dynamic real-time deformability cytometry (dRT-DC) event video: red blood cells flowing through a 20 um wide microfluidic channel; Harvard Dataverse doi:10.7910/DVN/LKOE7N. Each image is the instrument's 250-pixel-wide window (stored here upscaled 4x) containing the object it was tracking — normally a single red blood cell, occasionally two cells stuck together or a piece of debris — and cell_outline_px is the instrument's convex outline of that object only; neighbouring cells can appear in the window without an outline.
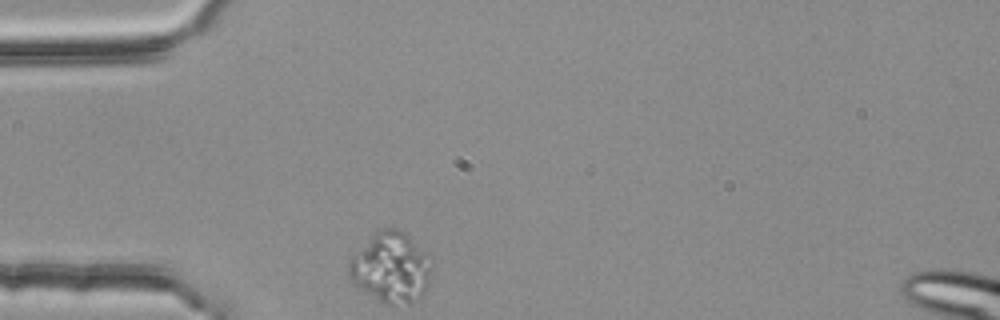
{"species": "common noctule bat (a hibernating species)", "species_latin": "Nyctalus noctula", "temperature_condition": "room temperature", "stored_images_in_passage": 32, "camera_frame_rate_fps": 3000, "um_per_image_px": 0.085, "animal": {"sex": "female", "body_mass_g": 25.1}, "frame": {"image": 1, "passage_image": 1, "time_ms": 0.0, "image_size_px": [1000, 320], "cell_outline_px": [[432, 264], [428, 288], [420, 296], [408, 304], [388, 304], [364, 292], [352, 284], [348, 276], [348, 264], [352, 256], [372, 232], [380, 228], [396, 228], [404, 232], [432, 260]], "centroid_in_image_um": [33.2, 22.72], "position_along_channel_um": 51.8, "area_um2": 34.04}}
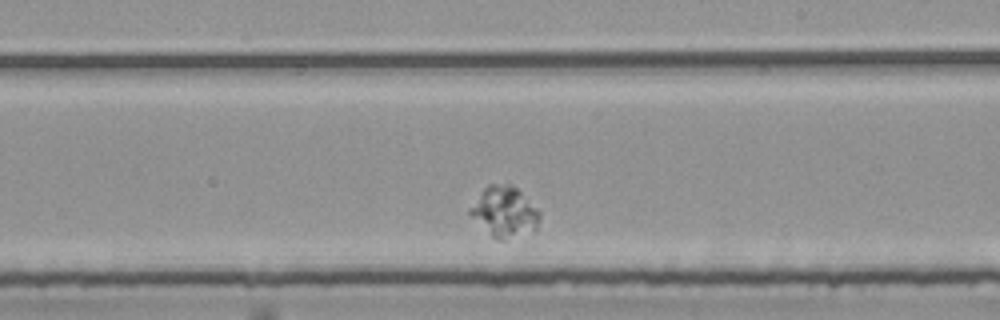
{"frame": {"image": 2, "passage_image": 19, "time_ms": 6.0, "image_size_px": [1000, 320], "cell_outline_px": [[540, 216], [536, 228], [504, 240], [496, 240], [468, 212], [468, 208], [484, 188], [488, 184], [512, 184], [540, 212]], "centroid_in_image_um": [42.85, 17.98], "position_along_channel_um": 246.2, "area_um2": 19.88}}
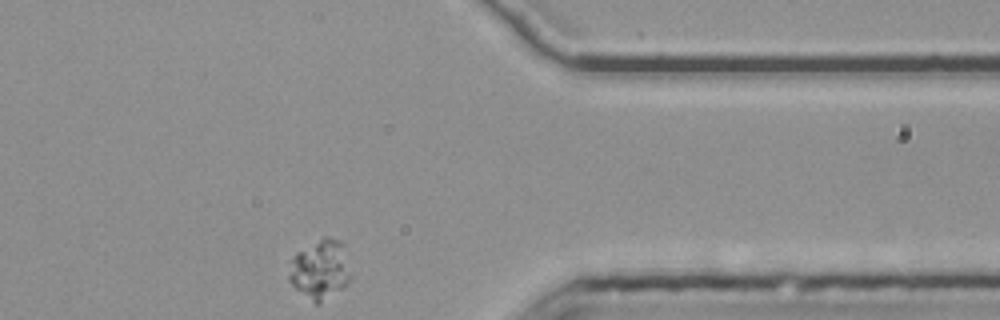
{"frame": {"image": 3, "passage_image": 32, "time_ms": 10.333, "image_size_px": [1000, 320], "cell_outline_px": [[352, 276], [344, 288], [320, 304], [316, 304], [296, 288], [288, 280], [288, 260], [296, 252], [324, 236], [328, 236], [340, 240], [344, 244]], "centroid_in_image_um": [27.22, 22.89], "position_along_channel_um": 384.2, "area_um2": 21.96}}